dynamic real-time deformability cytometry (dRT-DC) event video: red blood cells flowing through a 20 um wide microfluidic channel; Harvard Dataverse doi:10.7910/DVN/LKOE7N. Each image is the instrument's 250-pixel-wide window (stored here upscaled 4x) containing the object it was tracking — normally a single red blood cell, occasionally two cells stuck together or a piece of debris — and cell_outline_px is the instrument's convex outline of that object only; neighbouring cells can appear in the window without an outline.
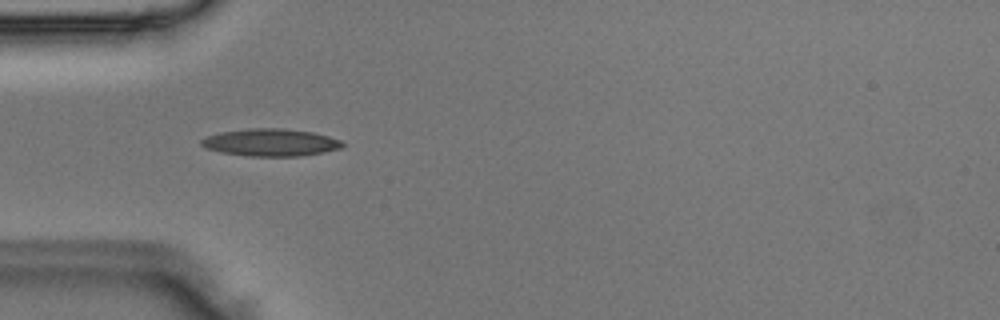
{"species": "Egyptian fruit bat (a non-hibernating species)", "species_latin": "Rousettus aegyptiacus", "temperature_condition": "room temperature", "stored_images_in_passage": 7, "camera_frame_rate_fps": 3000, "um_per_image_px": 0.085, "animal": {"sex": "male"}, "frame": {"image": 1, "passage_image": 5, "time_ms": 1.333, "image_size_px": [1000, 320], "cell_outline_px": [[344, 144], [340, 148], [324, 152], [300, 156], [248, 156], [220, 152], [208, 148], [200, 144], [200, 140], [208, 136], [220, 132], [248, 128], [280, 128], [312, 132], [328, 136], [340, 140]], "centroid_in_image_um": [22.99, 12.11], "position_along_channel_um": 62.0, "area_um2": 22.37}}